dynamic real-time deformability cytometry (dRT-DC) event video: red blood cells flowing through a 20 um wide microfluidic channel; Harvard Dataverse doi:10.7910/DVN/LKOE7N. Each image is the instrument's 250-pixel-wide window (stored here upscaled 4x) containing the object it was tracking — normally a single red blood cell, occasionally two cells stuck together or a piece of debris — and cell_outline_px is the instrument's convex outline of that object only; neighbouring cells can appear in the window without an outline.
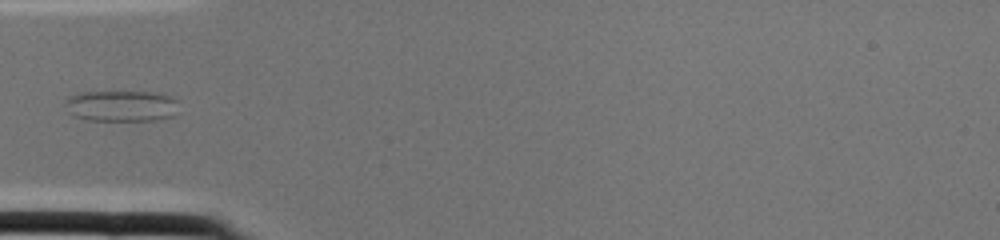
{"species": "common noctule bat (a hibernating species)", "species_latin": "Nyctalus noctula", "temperature_condition": "cold", "stored_images_in_passage": 2, "camera_frame_rate_fps": 3000, "um_per_image_px": 0.085, "animal": {"sex": "female", "body_mass_g": 22.0, "forearm_length_mm": 56.7}, "frame": {"image": 1, "passage_image": 2, "time_ms": 0.333, "image_size_px": [1000, 240], "cell_outline_px": [[176, 100], [172, 116], [156, 120], [88, 120], [72, 116], [68, 112], [64, 100], [72, 96], [84, 92], [152, 92], [168, 96]], "centroid_in_image_um": [10.24, 9.01], "position_along_channel_um": 74.8, "area_um2": 20.17}}